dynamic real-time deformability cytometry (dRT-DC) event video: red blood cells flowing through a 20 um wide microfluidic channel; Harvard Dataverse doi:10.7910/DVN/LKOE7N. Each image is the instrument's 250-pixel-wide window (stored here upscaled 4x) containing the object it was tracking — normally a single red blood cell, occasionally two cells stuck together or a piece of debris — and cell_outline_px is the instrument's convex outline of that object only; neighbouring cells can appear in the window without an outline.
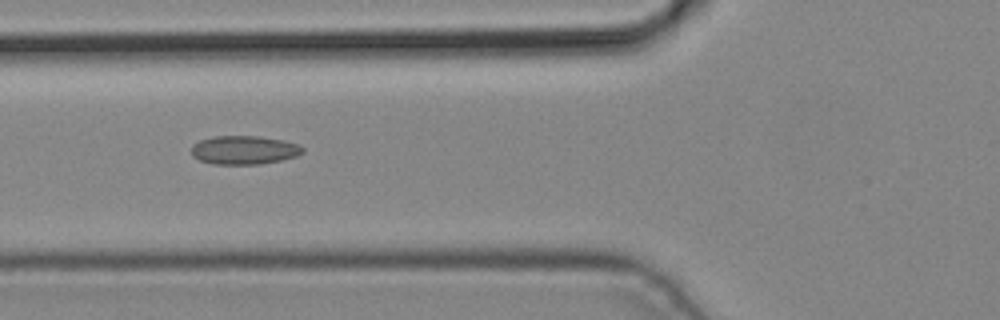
{"species": "common noctule bat (a hibernating species)", "species_latin": "Nyctalus noctula", "temperature_condition": "cold", "stored_images_in_passage": 5, "camera_frame_rate_fps": 3000, "um_per_image_px": 0.085, "animal": {"sex": "male", "body_mass_g": 19.2, "forearm_length_mm": 51.8}, "frame": {"image": 1, "passage_image": 5, "time_ms": 1.333, "image_size_px": [1000, 320], "cell_outline_px": [[304, 152], [296, 156], [280, 160], [260, 164], [212, 164], [200, 160], [192, 156], [192, 144], [200, 140], [216, 136], [260, 136], [284, 140], [296, 144], [304, 148]], "centroid_in_image_um": [20.74, 12.75], "position_along_channel_um": 105.1, "area_um2": 18.55}}